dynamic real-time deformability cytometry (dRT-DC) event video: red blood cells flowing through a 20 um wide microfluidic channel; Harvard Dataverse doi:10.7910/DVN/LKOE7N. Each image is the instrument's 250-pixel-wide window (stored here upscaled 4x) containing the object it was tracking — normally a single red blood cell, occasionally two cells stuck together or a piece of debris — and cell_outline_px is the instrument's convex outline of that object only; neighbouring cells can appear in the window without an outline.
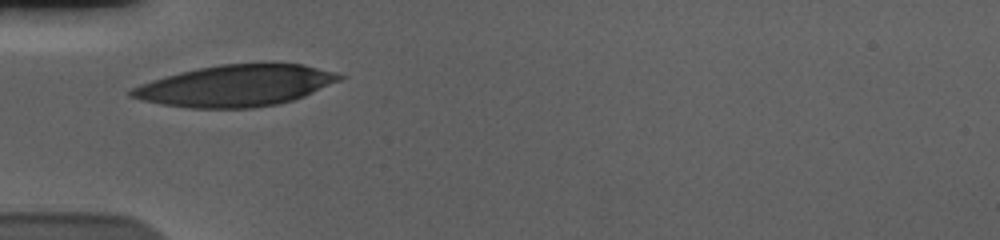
{"species": "human", "species_latin": "Homo sapiens", "temperature_condition": "cold", "stored_images_in_passage": 29, "camera_frame_rate_fps": 3000, "um_per_image_px": 0.085, "donor": {"sex": "male"}, "frame": {"image": 1, "passage_image": 1, "time_ms": 0.0, "image_size_px": [1000, 240], "cell_outline_px": [[344, 76], [336, 80], [292, 100], [272, 104], [244, 108], [196, 108], [164, 104], [132, 96], [128, 92], [132, 88], [168, 76], [200, 68], [224, 64], [300, 64]], "centroid_in_image_um": [19.99, 7.29], "position_along_channel_um": 65.0, "area_um2": 47.69}}
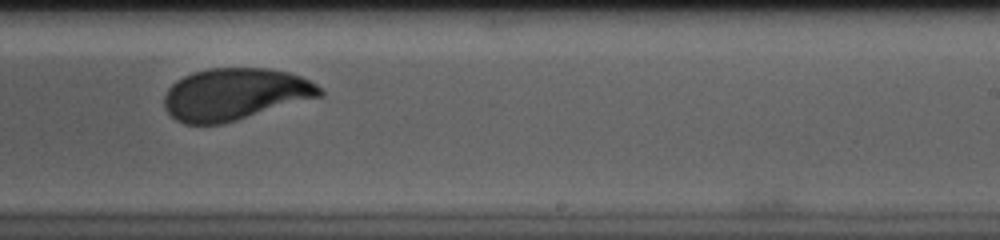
{"frame": {"image": 2, "passage_image": 18, "time_ms": 5.667, "image_size_px": [1000, 240], "cell_outline_px": [[320, 96], [232, 120], [216, 124], [188, 124], [176, 120], [168, 112], [164, 104], [164, 100], [168, 88], [172, 84], [196, 72], [212, 68], [260, 68], [284, 72], [308, 80], [320, 88]], "centroid_in_image_um": [19.9, 8.0], "position_along_channel_um": 269.1, "area_um2": 45.26}}
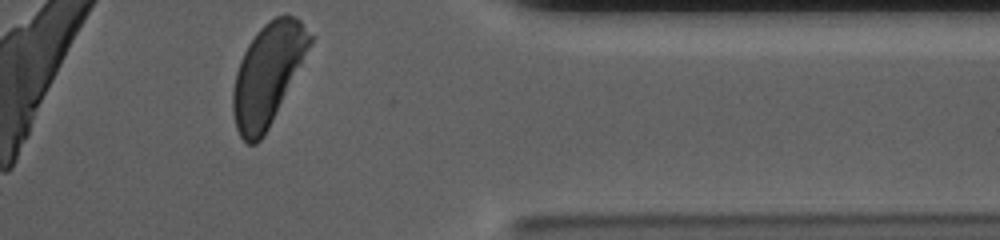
{"frame": {"image": 3, "passage_image": 29, "time_ms": 9.333, "image_size_px": [1000, 240], "cell_outline_px": [[312, 40], [260, 140], [256, 144], [248, 144], [240, 136], [236, 128], [232, 104], [232, 100], [236, 76], [244, 52], [260, 28], [264, 24], [276, 16], [292, 16], [300, 20], [312, 36]], "centroid_in_image_um": [22.72, 6.29], "position_along_channel_um": 388.7, "area_um2": 42.83}, "authors_computed_cell_mechanics": {"area_um2": 45.4886, "velocity_mm_per_s": 3.6439, "shape_relaxation_time_tau1_ms": 4.0151, "shape_relaxation_time_tau2_ms": 1.1484, "deformation_change_tau1": 0.1604, "deformation_change_tau2": 0.0646}}